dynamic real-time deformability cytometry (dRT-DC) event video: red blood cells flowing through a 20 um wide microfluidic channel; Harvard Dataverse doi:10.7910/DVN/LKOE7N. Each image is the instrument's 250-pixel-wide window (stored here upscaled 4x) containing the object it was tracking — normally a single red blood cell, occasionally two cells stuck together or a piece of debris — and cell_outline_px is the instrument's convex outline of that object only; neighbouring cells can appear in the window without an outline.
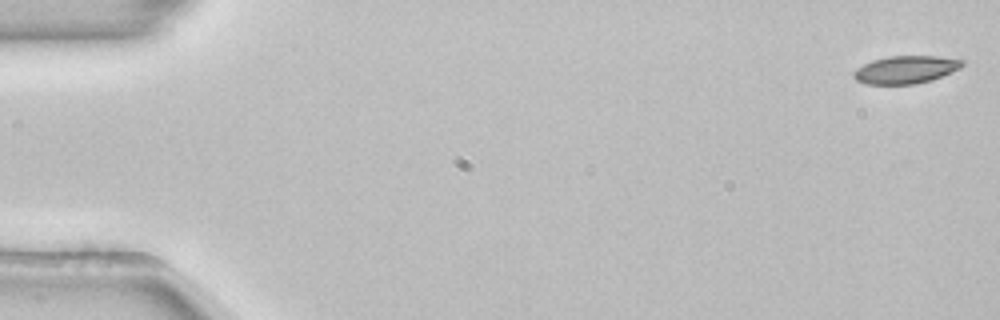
{"species": "common noctule bat (a hibernating species)", "species_latin": "Nyctalus noctula", "temperature_condition": "room temperature", "stored_images_in_passage": 53, "camera_frame_rate_fps": 3000, "um_per_image_px": 0.085, "animal": {"sex": "female", "body_mass_g": 22.7, "forearm_length_mm": 54.2}, "frame": {"image": 1, "passage_image": 1, "time_ms": 0.0, "image_size_px": [1000, 320], "cell_outline_px": [[964, 64], [960, 68], [932, 80], [916, 84], [868, 84], [856, 80], [852, 76], [852, 72], [856, 68], [872, 60], [888, 56], [936, 56], [964, 60]], "centroid_in_image_um": [76.96, 5.92], "position_along_channel_um": 8.0, "area_um2": 17.57}}
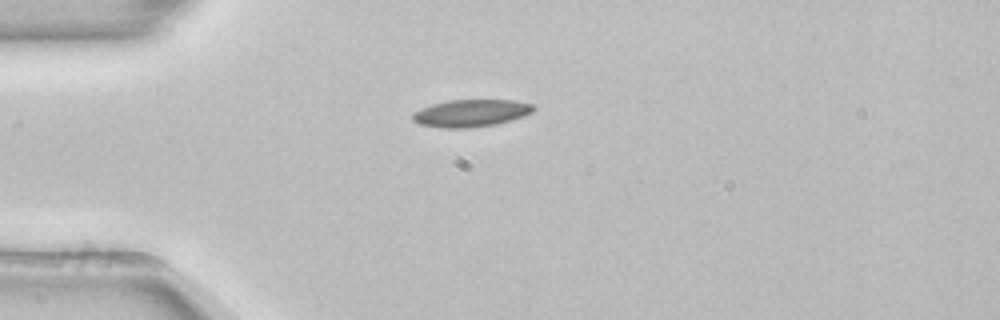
{"frame": {"image": 2, "passage_image": 14, "time_ms": 4.333, "image_size_px": [1000, 320], "cell_outline_px": [[536, 108], [532, 112], [524, 116], [496, 124], [468, 128], [440, 128], [420, 124], [412, 120], [412, 112], [420, 108], [432, 104], [448, 100], [516, 100], [532, 104]], "centroid_in_image_um": [40.01, 9.61], "position_along_channel_um": 45.0, "area_um2": 19.36}}
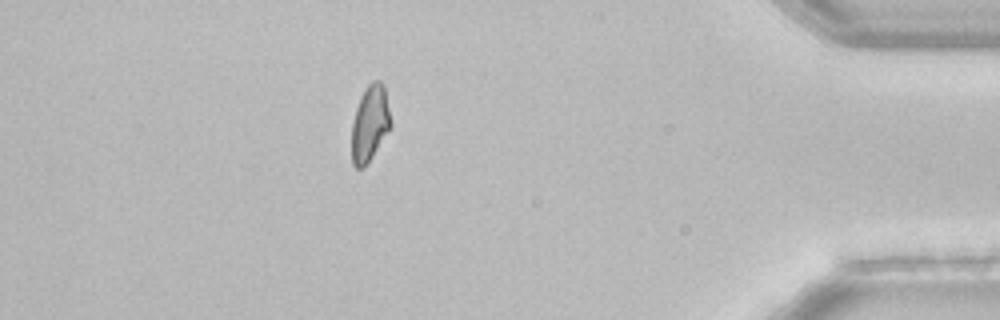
{"frame": {"image": 3, "passage_image": 47, "time_ms": 15.333, "image_size_px": [1000, 320], "cell_outline_px": [[392, 128], [364, 168], [356, 168], [352, 164], [352, 120], [360, 96], [368, 84], [372, 80], [380, 80], [384, 84], [392, 120]], "centroid_in_image_um": [31.46, 10.48], "position_along_channel_um": 403.7, "area_um2": 17.74}, "authors_computed_cell_mechanics": {"area_um2": 18.1492, "velocity_mm_per_s": 3.8733, "shape_relaxation_time_tau1_ms": 4.9802, "shape_relaxation_time_tau2_ms": 7.519, "deformation_change_tau1": 0.136, "deformation_change_tau2": 0.1256}}